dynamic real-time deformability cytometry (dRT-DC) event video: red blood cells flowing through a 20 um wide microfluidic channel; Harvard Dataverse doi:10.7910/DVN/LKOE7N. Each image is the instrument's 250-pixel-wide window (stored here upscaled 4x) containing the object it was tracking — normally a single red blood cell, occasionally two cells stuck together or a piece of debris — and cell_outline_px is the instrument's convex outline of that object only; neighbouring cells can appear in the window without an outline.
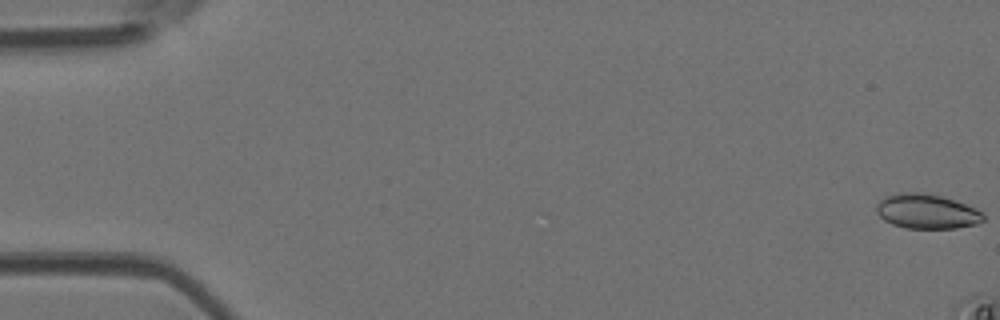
{"species": "Egyptian fruit bat (a non-hibernating species)", "species_latin": "Rousettus aegyptiacus", "temperature_condition": "room temperature", "stored_images_in_passage": 3, "camera_frame_rate_fps": 3000, "um_per_image_px": 0.085, "animal": {"sex": "female"}, "frame": {"image": 1, "passage_image": 1, "time_ms": 0.0, "image_size_px": [1000, 320], "cell_outline_px": [[984, 220], [976, 224], [956, 228], [904, 228], [892, 224], [884, 220], [876, 212], [876, 204], [884, 196], [900, 192], [920, 192], [940, 196], [976, 208], [984, 212]], "centroid_in_image_um": [78.75, 17.97], "position_along_channel_um": 6.2, "area_um2": 21.62}}